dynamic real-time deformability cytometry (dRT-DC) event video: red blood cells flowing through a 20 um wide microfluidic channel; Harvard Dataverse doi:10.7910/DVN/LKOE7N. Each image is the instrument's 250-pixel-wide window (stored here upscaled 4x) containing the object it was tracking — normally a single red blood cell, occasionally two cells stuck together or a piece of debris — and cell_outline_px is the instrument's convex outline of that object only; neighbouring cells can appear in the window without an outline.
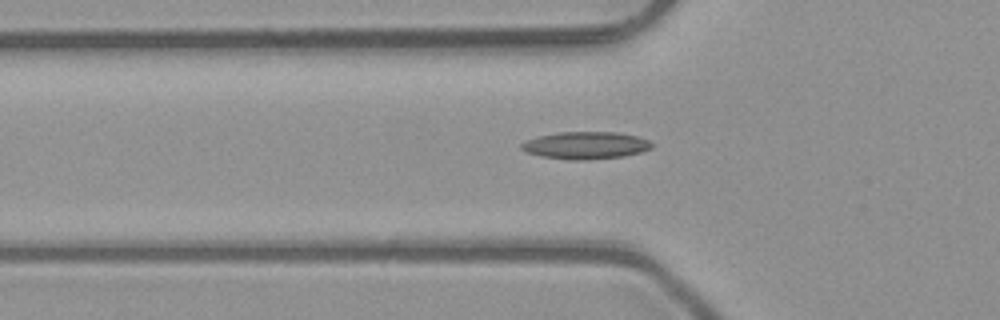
{"species": "common noctule bat (a hibernating species)", "species_latin": "Nyctalus noctula", "temperature_condition": "room temperature", "stored_images_in_passage": 3, "camera_frame_rate_fps": 3000, "um_per_image_px": 0.085, "animal": {"sex": "male", "body_mass_g": 23.1, "forearm_length_mm": 52.7}, "frame": {"image": 1, "passage_image": 3, "time_ms": 0.667, "image_size_px": [1000, 320], "cell_outline_px": [[652, 148], [640, 152], [624, 156], [588, 160], [568, 160], [540, 156], [528, 152], [520, 148], [520, 144], [528, 140], [540, 136], [560, 132], [616, 132], [636, 136], [648, 140], [652, 144]], "centroid_in_image_um": [49.79, 12.36], "position_along_channel_um": 76.0, "area_um2": 20.63}}